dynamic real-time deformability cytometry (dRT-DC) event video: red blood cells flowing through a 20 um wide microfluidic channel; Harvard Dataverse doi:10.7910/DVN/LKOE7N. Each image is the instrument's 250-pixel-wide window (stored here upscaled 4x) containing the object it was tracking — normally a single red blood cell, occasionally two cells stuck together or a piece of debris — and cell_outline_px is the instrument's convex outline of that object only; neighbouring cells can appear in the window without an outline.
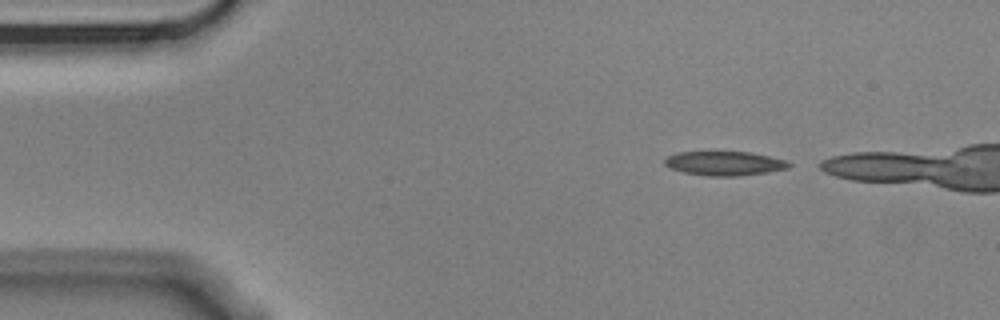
{"species": "Egyptian fruit bat (a non-hibernating species)", "species_latin": "Rousettus aegyptiacus", "temperature_condition": "cold", "stored_images_in_passage": 4, "camera_frame_rate_fps": 3000, "um_per_image_px": 0.085, "animal": {"sex": "male"}, "frame": {"image": 1, "passage_image": 1, "time_ms": 0.0, "image_size_px": [1000, 320], "cell_outline_px": [[792, 164], [788, 168], [764, 172], [736, 176], [708, 176], [684, 172], [672, 168], [664, 164], [664, 160], [668, 156], [676, 152], [752, 152], [784, 160]], "centroid_in_image_um": [61.56, 13.88], "position_along_channel_um": 23.4, "area_um2": 17.22}}